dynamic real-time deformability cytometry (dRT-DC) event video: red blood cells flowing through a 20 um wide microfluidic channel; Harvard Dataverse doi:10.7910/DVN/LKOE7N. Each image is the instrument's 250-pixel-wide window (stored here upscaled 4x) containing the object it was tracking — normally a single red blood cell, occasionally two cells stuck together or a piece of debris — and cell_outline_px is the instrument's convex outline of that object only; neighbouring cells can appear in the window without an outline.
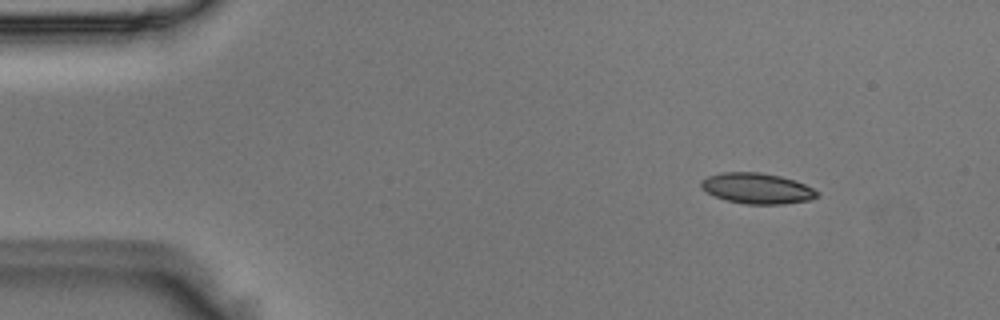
{"species": "Egyptian fruit bat (a non-hibernating species)", "species_latin": "Rousettus aegyptiacus", "temperature_condition": "room temperature", "stored_images_in_passage": 1, "camera_frame_rate_fps": 3000, "um_per_image_px": 0.085, "animal": {"sex": "male"}, "frame": {"image": 1, "passage_image": 1, "time_ms": 0.0, "image_size_px": [1000, 320], "cell_outline_px": [[820, 192], [816, 196], [808, 200], [780, 204], [744, 204], [728, 200], [716, 196], [700, 188], [700, 180], [708, 176], [720, 172], [760, 172], [780, 176], [796, 180]], "centroid_in_image_um": [64.32, 16.0], "position_along_channel_um": 20.7, "area_um2": 20.63}}